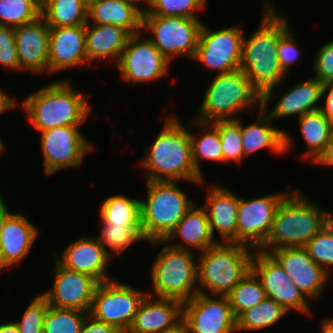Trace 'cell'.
<instances>
[{"label":"cell","instance_id":"cell-20","mask_svg":"<svg viewBox=\"0 0 333 333\" xmlns=\"http://www.w3.org/2000/svg\"><path fill=\"white\" fill-rule=\"evenodd\" d=\"M85 34L86 25L50 27L48 73L89 64Z\"/></svg>","mask_w":333,"mask_h":333},{"label":"cell","instance_id":"cell-7","mask_svg":"<svg viewBox=\"0 0 333 333\" xmlns=\"http://www.w3.org/2000/svg\"><path fill=\"white\" fill-rule=\"evenodd\" d=\"M147 200L141 202L142 234L147 242L164 241L195 204L177 181H146Z\"/></svg>","mask_w":333,"mask_h":333},{"label":"cell","instance_id":"cell-6","mask_svg":"<svg viewBox=\"0 0 333 333\" xmlns=\"http://www.w3.org/2000/svg\"><path fill=\"white\" fill-rule=\"evenodd\" d=\"M257 105L262 108L263 96L242 70L216 74L193 119L204 123L237 120L238 112Z\"/></svg>","mask_w":333,"mask_h":333},{"label":"cell","instance_id":"cell-55","mask_svg":"<svg viewBox=\"0 0 333 333\" xmlns=\"http://www.w3.org/2000/svg\"><path fill=\"white\" fill-rule=\"evenodd\" d=\"M132 1L136 2L137 5H139L140 4L139 2L142 1L143 3H145L146 6H148L151 0H132Z\"/></svg>","mask_w":333,"mask_h":333},{"label":"cell","instance_id":"cell-34","mask_svg":"<svg viewBox=\"0 0 333 333\" xmlns=\"http://www.w3.org/2000/svg\"><path fill=\"white\" fill-rule=\"evenodd\" d=\"M287 313L279 303L267 297L264 301L245 310L236 318V331L265 329L273 326Z\"/></svg>","mask_w":333,"mask_h":333},{"label":"cell","instance_id":"cell-1","mask_svg":"<svg viewBox=\"0 0 333 333\" xmlns=\"http://www.w3.org/2000/svg\"><path fill=\"white\" fill-rule=\"evenodd\" d=\"M271 3L265 0L264 15L258 28L248 39L243 37L240 65V70L263 96V108H267L273 98L274 87L286 78L279 64L277 46L279 39L290 29L286 16L277 13Z\"/></svg>","mask_w":333,"mask_h":333},{"label":"cell","instance_id":"cell-18","mask_svg":"<svg viewBox=\"0 0 333 333\" xmlns=\"http://www.w3.org/2000/svg\"><path fill=\"white\" fill-rule=\"evenodd\" d=\"M269 253L308 300L320 297L330 274L310 258L304 247H285Z\"/></svg>","mask_w":333,"mask_h":333},{"label":"cell","instance_id":"cell-32","mask_svg":"<svg viewBox=\"0 0 333 333\" xmlns=\"http://www.w3.org/2000/svg\"><path fill=\"white\" fill-rule=\"evenodd\" d=\"M197 125L202 127V135L197 138L190 131L189 135L191 138L192 160L197 172L203 177L200 161L223 162V152L218 128L212 123H204L195 119L188 122L189 127Z\"/></svg>","mask_w":333,"mask_h":333},{"label":"cell","instance_id":"cell-5","mask_svg":"<svg viewBox=\"0 0 333 333\" xmlns=\"http://www.w3.org/2000/svg\"><path fill=\"white\" fill-rule=\"evenodd\" d=\"M254 250L238 243L217 242L200 255L197 263L198 292L227 296L251 270Z\"/></svg>","mask_w":333,"mask_h":333},{"label":"cell","instance_id":"cell-17","mask_svg":"<svg viewBox=\"0 0 333 333\" xmlns=\"http://www.w3.org/2000/svg\"><path fill=\"white\" fill-rule=\"evenodd\" d=\"M54 270L53 289L41 294L48 305L89 312L99 282L88 274L63 267L56 259Z\"/></svg>","mask_w":333,"mask_h":333},{"label":"cell","instance_id":"cell-40","mask_svg":"<svg viewBox=\"0 0 333 333\" xmlns=\"http://www.w3.org/2000/svg\"><path fill=\"white\" fill-rule=\"evenodd\" d=\"M240 120H227L213 122L219 132L223 152V162L240 163L244 156Z\"/></svg>","mask_w":333,"mask_h":333},{"label":"cell","instance_id":"cell-48","mask_svg":"<svg viewBox=\"0 0 333 333\" xmlns=\"http://www.w3.org/2000/svg\"><path fill=\"white\" fill-rule=\"evenodd\" d=\"M314 164L333 166V135L331 140L326 145L325 150L319 155V157L314 161Z\"/></svg>","mask_w":333,"mask_h":333},{"label":"cell","instance_id":"cell-46","mask_svg":"<svg viewBox=\"0 0 333 333\" xmlns=\"http://www.w3.org/2000/svg\"><path fill=\"white\" fill-rule=\"evenodd\" d=\"M80 333H121L114 326L94 319L87 315L80 329Z\"/></svg>","mask_w":333,"mask_h":333},{"label":"cell","instance_id":"cell-11","mask_svg":"<svg viewBox=\"0 0 333 333\" xmlns=\"http://www.w3.org/2000/svg\"><path fill=\"white\" fill-rule=\"evenodd\" d=\"M243 29L239 25L211 31L204 24L193 60L200 62L216 74H227L240 69L242 60Z\"/></svg>","mask_w":333,"mask_h":333},{"label":"cell","instance_id":"cell-51","mask_svg":"<svg viewBox=\"0 0 333 333\" xmlns=\"http://www.w3.org/2000/svg\"><path fill=\"white\" fill-rule=\"evenodd\" d=\"M161 333H190L186 321L182 318L174 326L162 331Z\"/></svg>","mask_w":333,"mask_h":333},{"label":"cell","instance_id":"cell-25","mask_svg":"<svg viewBox=\"0 0 333 333\" xmlns=\"http://www.w3.org/2000/svg\"><path fill=\"white\" fill-rule=\"evenodd\" d=\"M257 111L255 122L244 126L240 121L244 156H249L261 148H267L280 155L291 150L293 145L290 136L277 127H271L270 121L273 119L263 107Z\"/></svg>","mask_w":333,"mask_h":333},{"label":"cell","instance_id":"cell-49","mask_svg":"<svg viewBox=\"0 0 333 333\" xmlns=\"http://www.w3.org/2000/svg\"><path fill=\"white\" fill-rule=\"evenodd\" d=\"M17 102L11 97H9L0 88V114H4L5 111L15 108Z\"/></svg>","mask_w":333,"mask_h":333},{"label":"cell","instance_id":"cell-23","mask_svg":"<svg viewBox=\"0 0 333 333\" xmlns=\"http://www.w3.org/2000/svg\"><path fill=\"white\" fill-rule=\"evenodd\" d=\"M38 230L21 214L12 213L0 235V267L8 270L21 262L29 253Z\"/></svg>","mask_w":333,"mask_h":333},{"label":"cell","instance_id":"cell-13","mask_svg":"<svg viewBox=\"0 0 333 333\" xmlns=\"http://www.w3.org/2000/svg\"><path fill=\"white\" fill-rule=\"evenodd\" d=\"M251 271L260 280L267 297L275 300L287 312L294 310L305 315L311 313L307 298L270 253L254 250Z\"/></svg>","mask_w":333,"mask_h":333},{"label":"cell","instance_id":"cell-45","mask_svg":"<svg viewBox=\"0 0 333 333\" xmlns=\"http://www.w3.org/2000/svg\"><path fill=\"white\" fill-rule=\"evenodd\" d=\"M291 28L279 39L277 46L278 60L281 70L287 74L290 67L298 59L299 48Z\"/></svg>","mask_w":333,"mask_h":333},{"label":"cell","instance_id":"cell-12","mask_svg":"<svg viewBox=\"0 0 333 333\" xmlns=\"http://www.w3.org/2000/svg\"><path fill=\"white\" fill-rule=\"evenodd\" d=\"M41 133V149L45 174L67 168L80 167L84 156L94 150L80 131L79 126H62Z\"/></svg>","mask_w":333,"mask_h":333},{"label":"cell","instance_id":"cell-27","mask_svg":"<svg viewBox=\"0 0 333 333\" xmlns=\"http://www.w3.org/2000/svg\"><path fill=\"white\" fill-rule=\"evenodd\" d=\"M196 205L194 204L186 212L184 217L164 240L167 243V241H172V238L179 236L181 237V242L177 244L169 243V246L184 250L195 248L203 252L219 242L214 239L210 231L206 209L204 207H196Z\"/></svg>","mask_w":333,"mask_h":333},{"label":"cell","instance_id":"cell-31","mask_svg":"<svg viewBox=\"0 0 333 333\" xmlns=\"http://www.w3.org/2000/svg\"><path fill=\"white\" fill-rule=\"evenodd\" d=\"M88 6L82 0H48L41 7V16L49 27L86 25Z\"/></svg>","mask_w":333,"mask_h":333},{"label":"cell","instance_id":"cell-44","mask_svg":"<svg viewBox=\"0 0 333 333\" xmlns=\"http://www.w3.org/2000/svg\"><path fill=\"white\" fill-rule=\"evenodd\" d=\"M315 57L313 65L315 78L323 85L333 84V39L323 44Z\"/></svg>","mask_w":333,"mask_h":333},{"label":"cell","instance_id":"cell-15","mask_svg":"<svg viewBox=\"0 0 333 333\" xmlns=\"http://www.w3.org/2000/svg\"><path fill=\"white\" fill-rule=\"evenodd\" d=\"M140 34L130 36L116 63L121 78L128 83L151 82L169 72L167 58L148 38H142Z\"/></svg>","mask_w":333,"mask_h":333},{"label":"cell","instance_id":"cell-22","mask_svg":"<svg viewBox=\"0 0 333 333\" xmlns=\"http://www.w3.org/2000/svg\"><path fill=\"white\" fill-rule=\"evenodd\" d=\"M141 302L127 333H161L183 318V302L172 298H153Z\"/></svg>","mask_w":333,"mask_h":333},{"label":"cell","instance_id":"cell-38","mask_svg":"<svg viewBox=\"0 0 333 333\" xmlns=\"http://www.w3.org/2000/svg\"><path fill=\"white\" fill-rule=\"evenodd\" d=\"M89 312L48 306L42 333H80Z\"/></svg>","mask_w":333,"mask_h":333},{"label":"cell","instance_id":"cell-54","mask_svg":"<svg viewBox=\"0 0 333 333\" xmlns=\"http://www.w3.org/2000/svg\"><path fill=\"white\" fill-rule=\"evenodd\" d=\"M5 153H6V151L4 149V144H3L2 140H1V137H0V158H1V154H5Z\"/></svg>","mask_w":333,"mask_h":333},{"label":"cell","instance_id":"cell-39","mask_svg":"<svg viewBox=\"0 0 333 333\" xmlns=\"http://www.w3.org/2000/svg\"><path fill=\"white\" fill-rule=\"evenodd\" d=\"M207 0H151L143 16H180L199 19L197 12L204 9ZM147 9V10H146Z\"/></svg>","mask_w":333,"mask_h":333},{"label":"cell","instance_id":"cell-2","mask_svg":"<svg viewBox=\"0 0 333 333\" xmlns=\"http://www.w3.org/2000/svg\"><path fill=\"white\" fill-rule=\"evenodd\" d=\"M166 119L163 130L150 148L144 150L145 157L140 165L145 169V180H186L202 184L203 177L197 172L192 160L188 122L184 126L174 116Z\"/></svg>","mask_w":333,"mask_h":333},{"label":"cell","instance_id":"cell-35","mask_svg":"<svg viewBox=\"0 0 333 333\" xmlns=\"http://www.w3.org/2000/svg\"><path fill=\"white\" fill-rule=\"evenodd\" d=\"M101 223V234H99L100 237L96 238L112 258V254L124 253L133 243L146 241L142 234V227H130L108 222Z\"/></svg>","mask_w":333,"mask_h":333},{"label":"cell","instance_id":"cell-30","mask_svg":"<svg viewBox=\"0 0 333 333\" xmlns=\"http://www.w3.org/2000/svg\"><path fill=\"white\" fill-rule=\"evenodd\" d=\"M300 132L307 144V150L302 156L314 162L325 150L333 135V124L320 110L309 112L298 118Z\"/></svg>","mask_w":333,"mask_h":333},{"label":"cell","instance_id":"cell-33","mask_svg":"<svg viewBox=\"0 0 333 333\" xmlns=\"http://www.w3.org/2000/svg\"><path fill=\"white\" fill-rule=\"evenodd\" d=\"M100 221L111 224L142 227L141 202L123 195H113L102 201Z\"/></svg>","mask_w":333,"mask_h":333},{"label":"cell","instance_id":"cell-50","mask_svg":"<svg viewBox=\"0 0 333 333\" xmlns=\"http://www.w3.org/2000/svg\"><path fill=\"white\" fill-rule=\"evenodd\" d=\"M6 204L7 203H5L3 197L0 195V235L7 218L12 214Z\"/></svg>","mask_w":333,"mask_h":333},{"label":"cell","instance_id":"cell-57","mask_svg":"<svg viewBox=\"0 0 333 333\" xmlns=\"http://www.w3.org/2000/svg\"><path fill=\"white\" fill-rule=\"evenodd\" d=\"M48 0H38L40 7H42Z\"/></svg>","mask_w":333,"mask_h":333},{"label":"cell","instance_id":"cell-42","mask_svg":"<svg viewBox=\"0 0 333 333\" xmlns=\"http://www.w3.org/2000/svg\"><path fill=\"white\" fill-rule=\"evenodd\" d=\"M47 300L40 294L25 309L22 320L15 322L20 333H42L48 309Z\"/></svg>","mask_w":333,"mask_h":333},{"label":"cell","instance_id":"cell-36","mask_svg":"<svg viewBox=\"0 0 333 333\" xmlns=\"http://www.w3.org/2000/svg\"><path fill=\"white\" fill-rule=\"evenodd\" d=\"M227 297L233 314L237 318L245 310L264 301L267 295L260 280L250 270Z\"/></svg>","mask_w":333,"mask_h":333},{"label":"cell","instance_id":"cell-53","mask_svg":"<svg viewBox=\"0 0 333 333\" xmlns=\"http://www.w3.org/2000/svg\"><path fill=\"white\" fill-rule=\"evenodd\" d=\"M321 333H333V318L325 319L322 321Z\"/></svg>","mask_w":333,"mask_h":333},{"label":"cell","instance_id":"cell-8","mask_svg":"<svg viewBox=\"0 0 333 333\" xmlns=\"http://www.w3.org/2000/svg\"><path fill=\"white\" fill-rule=\"evenodd\" d=\"M164 247L151 266L152 290L148 295L185 302L198 293L197 262L192 250L177 249L165 241L149 242Z\"/></svg>","mask_w":333,"mask_h":333},{"label":"cell","instance_id":"cell-47","mask_svg":"<svg viewBox=\"0 0 333 333\" xmlns=\"http://www.w3.org/2000/svg\"><path fill=\"white\" fill-rule=\"evenodd\" d=\"M323 95L326 98L325 106H321L320 111L333 124V84L324 85L322 90V97Z\"/></svg>","mask_w":333,"mask_h":333},{"label":"cell","instance_id":"cell-37","mask_svg":"<svg viewBox=\"0 0 333 333\" xmlns=\"http://www.w3.org/2000/svg\"><path fill=\"white\" fill-rule=\"evenodd\" d=\"M41 16L38 0H0V26L17 27Z\"/></svg>","mask_w":333,"mask_h":333},{"label":"cell","instance_id":"cell-56","mask_svg":"<svg viewBox=\"0 0 333 333\" xmlns=\"http://www.w3.org/2000/svg\"><path fill=\"white\" fill-rule=\"evenodd\" d=\"M87 6L95 2L96 0H82Z\"/></svg>","mask_w":333,"mask_h":333},{"label":"cell","instance_id":"cell-41","mask_svg":"<svg viewBox=\"0 0 333 333\" xmlns=\"http://www.w3.org/2000/svg\"><path fill=\"white\" fill-rule=\"evenodd\" d=\"M304 248L310 258L330 274L328 266H333V214L331 221Z\"/></svg>","mask_w":333,"mask_h":333},{"label":"cell","instance_id":"cell-3","mask_svg":"<svg viewBox=\"0 0 333 333\" xmlns=\"http://www.w3.org/2000/svg\"><path fill=\"white\" fill-rule=\"evenodd\" d=\"M331 219V212L298 190H291L279 204L270 232L258 250L269 253L285 247H304Z\"/></svg>","mask_w":333,"mask_h":333},{"label":"cell","instance_id":"cell-29","mask_svg":"<svg viewBox=\"0 0 333 333\" xmlns=\"http://www.w3.org/2000/svg\"><path fill=\"white\" fill-rule=\"evenodd\" d=\"M324 85L317 79L311 78L298 83L288 92L282 94L271 111L264 108L272 119L296 115L299 117L306 113L320 110L316 104L322 98Z\"/></svg>","mask_w":333,"mask_h":333},{"label":"cell","instance_id":"cell-19","mask_svg":"<svg viewBox=\"0 0 333 333\" xmlns=\"http://www.w3.org/2000/svg\"><path fill=\"white\" fill-rule=\"evenodd\" d=\"M19 70L48 72L50 27L40 16L35 21L14 27Z\"/></svg>","mask_w":333,"mask_h":333},{"label":"cell","instance_id":"cell-52","mask_svg":"<svg viewBox=\"0 0 333 333\" xmlns=\"http://www.w3.org/2000/svg\"><path fill=\"white\" fill-rule=\"evenodd\" d=\"M0 333H20L15 322L0 325Z\"/></svg>","mask_w":333,"mask_h":333},{"label":"cell","instance_id":"cell-14","mask_svg":"<svg viewBox=\"0 0 333 333\" xmlns=\"http://www.w3.org/2000/svg\"><path fill=\"white\" fill-rule=\"evenodd\" d=\"M245 200L239 197L236 243L258 250L265 242L282 199L290 192Z\"/></svg>","mask_w":333,"mask_h":333},{"label":"cell","instance_id":"cell-24","mask_svg":"<svg viewBox=\"0 0 333 333\" xmlns=\"http://www.w3.org/2000/svg\"><path fill=\"white\" fill-rule=\"evenodd\" d=\"M203 206L208 215L210 231L219 232L222 242L236 243L239 196L222 186H211Z\"/></svg>","mask_w":333,"mask_h":333},{"label":"cell","instance_id":"cell-16","mask_svg":"<svg viewBox=\"0 0 333 333\" xmlns=\"http://www.w3.org/2000/svg\"><path fill=\"white\" fill-rule=\"evenodd\" d=\"M183 319L190 333L236 332V317L227 296L211 297L198 292L183 302Z\"/></svg>","mask_w":333,"mask_h":333},{"label":"cell","instance_id":"cell-26","mask_svg":"<svg viewBox=\"0 0 333 333\" xmlns=\"http://www.w3.org/2000/svg\"><path fill=\"white\" fill-rule=\"evenodd\" d=\"M136 4L132 0H96L88 6L87 24L119 26L131 35L141 33L144 9Z\"/></svg>","mask_w":333,"mask_h":333},{"label":"cell","instance_id":"cell-10","mask_svg":"<svg viewBox=\"0 0 333 333\" xmlns=\"http://www.w3.org/2000/svg\"><path fill=\"white\" fill-rule=\"evenodd\" d=\"M147 294L117 279L100 282L94 292L89 315L114 326L121 333H127Z\"/></svg>","mask_w":333,"mask_h":333},{"label":"cell","instance_id":"cell-28","mask_svg":"<svg viewBox=\"0 0 333 333\" xmlns=\"http://www.w3.org/2000/svg\"><path fill=\"white\" fill-rule=\"evenodd\" d=\"M131 34L124 28L114 25L86 24L87 62L105 60L118 62Z\"/></svg>","mask_w":333,"mask_h":333},{"label":"cell","instance_id":"cell-43","mask_svg":"<svg viewBox=\"0 0 333 333\" xmlns=\"http://www.w3.org/2000/svg\"><path fill=\"white\" fill-rule=\"evenodd\" d=\"M0 65L19 70L14 27L0 26Z\"/></svg>","mask_w":333,"mask_h":333},{"label":"cell","instance_id":"cell-9","mask_svg":"<svg viewBox=\"0 0 333 333\" xmlns=\"http://www.w3.org/2000/svg\"><path fill=\"white\" fill-rule=\"evenodd\" d=\"M203 23L200 19L180 16H143L142 29L150 31L147 37L170 60L182 55L193 59Z\"/></svg>","mask_w":333,"mask_h":333},{"label":"cell","instance_id":"cell-4","mask_svg":"<svg viewBox=\"0 0 333 333\" xmlns=\"http://www.w3.org/2000/svg\"><path fill=\"white\" fill-rule=\"evenodd\" d=\"M23 108L36 130L80 126L92 110L85 94L66 80L53 81L23 100Z\"/></svg>","mask_w":333,"mask_h":333},{"label":"cell","instance_id":"cell-21","mask_svg":"<svg viewBox=\"0 0 333 333\" xmlns=\"http://www.w3.org/2000/svg\"><path fill=\"white\" fill-rule=\"evenodd\" d=\"M55 259L65 268L85 273L99 283L112 280L106 274V268L112 257L98 242L96 237H82L72 242Z\"/></svg>","mask_w":333,"mask_h":333}]
</instances>
